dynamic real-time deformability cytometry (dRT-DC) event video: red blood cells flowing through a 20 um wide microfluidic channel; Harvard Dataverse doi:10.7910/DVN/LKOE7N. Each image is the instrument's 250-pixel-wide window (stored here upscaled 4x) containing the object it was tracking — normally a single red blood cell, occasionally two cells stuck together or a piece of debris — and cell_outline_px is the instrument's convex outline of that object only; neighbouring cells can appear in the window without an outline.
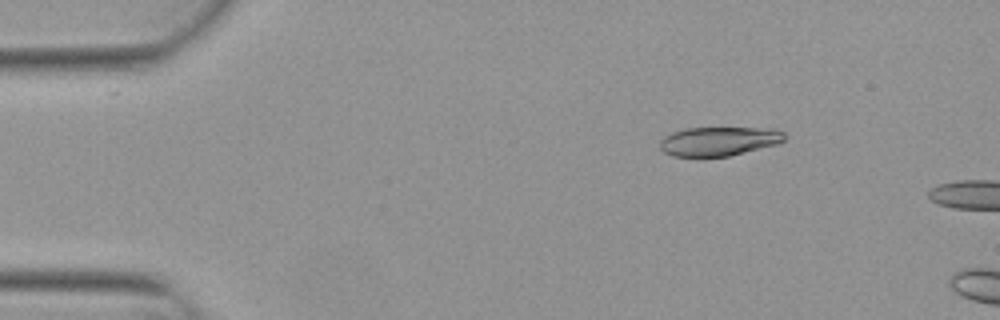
{"species": "Egyptian fruit bat (a non-hibernating species)", "species_latin": "Rousettus aegyptiacus", "temperature_condition": "warm", "stored_images_in_passage": 6, "camera_frame_rate_fps": 3000, "um_per_image_px": 0.085, "animal": {"sex": "female"}, "frame": {"image": 1, "passage_image": 2, "time_ms": 0.333, "image_size_px": [1000, 320], "cell_outline_px": [[784, 140], [776, 144], [728, 156], [672, 156], [664, 152], [660, 148], [660, 140], [664, 136], [672, 132], [684, 128], [772, 128], [784, 132]], "centroid_in_image_um": [61.06, 11.99], "position_along_channel_um": 23.9, "area_um2": 20.92}}